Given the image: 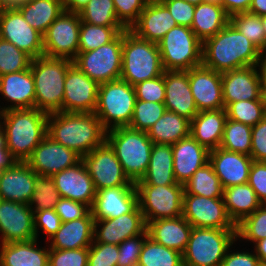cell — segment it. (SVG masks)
<instances>
[{"mask_svg":"<svg viewBox=\"0 0 266 266\" xmlns=\"http://www.w3.org/2000/svg\"><path fill=\"white\" fill-rule=\"evenodd\" d=\"M47 135L81 157L106 141V130L95 113H49Z\"/></svg>","mask_w":266,"mask_h":266,"instance_id":"6da1fadb","label":"cell"},{"mask_svg":"<svg viewBox=\"0 0 266 266\" xmlns=\"http://www.w3.org/2000/svg\"><path fill=\"white\" fill-rule=\"evenodd\" d=\"M261 51L230 22L216 35L206 39L202 48V65L223 73L257 65Z\"/></svg>","mask_w":266,"mask_h":266,"instance_id":"7a4b0ae2","label":"cell"},{"mask_svg":"<svg viewBox=\"0 0 266 266\" xmlns=\"http://www.w3.org/2000/svg\"><path fill=\"white\" fill-rule=\"evenodd\" d=\"M48 113L37 108L5 111L3 128L6 148L15 161L26 162L47 136Z\"/></svg>","mask_w":266,"mask_h":266,"instance_id":"3957f363","label":"cell"},{"mask_svg":"<svg viewBox=\"0 0 266 266\" xmlns=\"http://www.w3.org/2000/svg\"><path fill=\"white\" fill-rule=\"evenodd\" d=\"M73 61L42 55L33 58L30 69L35 85V108L46 113L63 112L64 82Z\"/></svg>","mask_w":266,"mask_h":266,"instance_id":"277c9868","label":"cell"},{"mask_svg":"<svg viewBox=\"0 0 266 266\" xmlns=\"http://www.w3.org/2000/svg\"><path fill=\"white\" fill-rule=\"evenodd\" d=\"M106 142L114 150L129 180L140 181L148 170L153 148L147 132L118 127L106 131Z\"/></svg>","mask_w":266,"mask_h":266,"instance_id":"5b68a950","label":"cell"},{"mask_svg":"<svg viewBox=\"0 0 266 266\" xmlns=\"http://www.w3.org/2000/svg\"><path fill=\"white\" fill-rule=\"evenodd\" d=\"M164 72L158 43L138 37L130 29L123 31L120 79L134 86Z\"/></svg>","mask_w":266,"mask_h":266,"instance_id":"8992f818","label":"cell"},{"mask_svg":"<svg viewBox=\"0 0 266 266\" xmlns=\"http://www.w3.org/2000/svg\"><path fill=\"white\" fill-rule=\"evenodd\" d=\"M136 100L134 86L122 79L101 83L94 113L106 131L128 127Z\"/></svg>","mask_w":266,"mask_h":266,"instance_id":"52a82bcc","label":"cell"},{"mask_svg":"<svg viewBox=\"0 0 266 266\" xmlns=\"http://www.w3.org/2000/svg\"><path fill=\"white\" fill-rule=\"evenodd\" d=\"M236 241V229L193 227L182 254L183 266H221Z\"/></svg>","mask_w":266,"mask_h":266,"instance_id":"ba28073f","label":"cell"},{"mask_svg":"<svg viewBox=\"0 0 266 266\" xmlns=\"http://www.w3.org/2000/svg\"><path fill=\"white\" fill-rule=\"evenodd\" d=\"M158 46L164 71H188L202 65L203 43L189 27L171 28Z\"/></svg>","mask_w":266,"mask_h":266,"instance_id":"9c48e42d","label":"cell"},{"mask_svg":"<svg viewBox=\"0 0 266 266\" xmlns=\"http://www.w3.org/2000/svg\"><path fill=\"white\" fill-rule=\"evenodd\" d=\"M138 205L146 224L157 219L182 216L183 184L135 185Z\"/></svg>","mask_w":266,"mask_h":266,"instance_id":"30bf717a","label":"cell"},{"mask_svg":"<svg viewBox=\"0 0 266 266\" xmlns=\"http://www.w3.org/2000/svg\"><path fill=\"white\" fill-rule=\"evenodd\" d=\"M123 31L108 44L78 53L73 63L98 84L120 79L122 70Z\"/></svg>","mask_w":266,"mask_h":266,"instance_id":"8fae6325","label":"cell"},{"mask_svg":"<svg viewBox=\"0 0 266 266\" xmlns=\"http://www.w3.org/2000/svg\"><path fill=\"white\" fill-rule=\"evenodd\" d=\"M81 18L63 11L43 35V55L74 60L78 55Z\"/></svg>","mask_w":266,"mask_h":266,"instance_id":"7c38bea8","label":"cell"},{"mask_svg":"<svg viewBox=\"0 0 266 266\" xmlns=\"http://www.w3.org/2000/svg\"><path fill=\"white\" fill-rule=\"evenodd\" d=\"M81 161L93 180L96 192L105 188L135 185L124 173L114 150L106 141L82 156Z\"/></svg>","mask_w":266,"mask_h":266,"instance_id":"4fadbf2b","label":"cell"},{"mask_svg":"<svg viewBox=\"0 0 266 266\" xmlns=\"http://www.w3.org/2000/svg\"><path fill=\"white\" fill-rule=\"evenodd\" d=\"M182 216L192 227L236 229L222 198L183 194Z\"/></svg>","mask_w":266,"mask_h":266,"instance_id":"5bb4252c","label":"cell"},{"mask_svg":"<svg viewBox=\"0 0 266 266\" xmlns=\"http://www.w3.org/2000/svg\"><path fill=\"white\" fill-rule=\"evenodd\" d=\"M0 37L32 58L43 55V35L27 23L16 7L0 10Z\"/></svg>","mask_w":266,"mask_h":266,"instance_id":"9a60e30c","label":"cell"},{"mask_svg":"<svg viewBox=\"0 0 266 266\" xmlns=\"http://www.w3.org/2000/svg\"><path fill=\"white\" fill-rule=\"evenodd\" d=\"M0 244L36 239L34 212L29 205L0 199Z\"/></svg>","mask_w":266,"mask_h":266,"instance_id":"2e32d148","label":"cell"},{"mask_svg":"<svg viewBox=\"0 0 266 266\" xmlns=\"http://www.w3.org/2000/svg\"><path fill=\"white\" fill-rule=\"evenodd\" d=\"M99 84L85 75L75 64L66 73L63 112L94 113Z\"/></svg>","mask_w":266,"mask_h":266,"instance_id":"e0dca14e","label":"cell"},{"mask_svg":"<svg viewBox=\"0 0 266 266\" xmlns=\"http://www.w3.org/2000/svg\"><path fill=\"white\" fill-rule=\"evenodd\" d=\"M80 161L81 156L74 150L55 142L47 135L36 146L26 162L38 175L52 177Z\"/></svg>","mask_w":266,"mask_h":266,"instance_id":"ac0fdd59","label":"cell"},{"mask_svg":"<svg viewBox=\"0 0 266 266\" xmlns=\"http://www.w3.org/2000/svg\"><path fill=\"white\" fill-rule=\"evenodd\" d=\"M147 224L139 206L130 213L113 219L94 220L92 243L119 245L124 240L142 234Z\"/></svg>","mask_w":266,"mask_h":266,"instance_id":"d6986e66","label":"cell"},{"mask_svg":"<svg viewBox=\"0 0 266 266\" xmlns=\"http://www.w3.org/2000/svg\"><path fill=\"white\" fill-rule=\"evenodd\" d=\"M223 103L264 99L257 65L221 73Z\"/></svg>","mask_w":266,"mask_h":266,"instance_id":"ffe728a7","label":"cell"},{"mask_svg":"<svg viewBox=\"0 0 266 266\" xmlns=\"http://www.w3.org/2000/svg\"><path fill=\"white\" fill-rule=\"evenodd\" d=\"M189 85L198 111L225 109L220 72L203 65L191 68Z\"/></svg>","mask_w":266,"mask_h":266,"instance_id":"44dd1931","label":"cell"},{"mask_svg":"<svg viewBox=\"0 0 266 266\" xmlns=\"http://www.w3.org/2000/svg\"><path fill=\"white\" fill-rule=\"evenodd\" d=\"M135 185L98 190L91 208L94 220L113 219L133 212L138 207Z\"/></svg>","mask_w":266,"mask_h":266,"instance_id":"7402d4cb","label":"cell"},{"mask_svg":"<svg viewBox=\"0 0 266 266\" xmlns=\"http://www.w3.org/2000/svg\"><path fill=\"white\" fill-rule=\"evenodd\" d=\"M253 159L251 156L225 150L221 147L210 150L209 163L223 188L248 183Z\"/></svg>","mask_w":266,"mask_h":266,"instance_id":"603a6c76","label":"cell"},{"mask_svg":"<svg viewBox=\"0 0 266 266\" xmlns=\"http://www.w3.org/2000/svg\"><path fill=\"white\" fill-rule=\"evenodd\" d=\"M61 198L93 206L96 189L82 161L52 176Z\"/></svg>","mask_w":266,"mask_h":266,"instance_id":"cb8c5ba5","label":"cell"},{"mask_svg":"<svg viewBox=\"0 0 266 266\" xmlns=\"http://www.w3.org/2000/svg\"><path fill=\"white\" fill-rule=\"evenodd\" d=\"M164 84L166 110L175 112L191 121L199 111L189 85V70L164 71Z\"/></svg>","mask_w":266,"mask_h":266,"instance_id":"d4e9b609","label":"cell"},{"mask_svg":"<svg viewBox=\"0 0 266 266\" xmlns=\"http://www.w3.org/2000/svg\"><path fill=\"white\" fill-rule=\"evenodd\" d=\"M37 175L27 162L15 161L0 173V199L28 205Z\"/></svg>","mask_w":266,"mask_h":266,"instance_id":"484cf974","label":"cell"},{"mask_svg":"<svg viewBox=\"0 0 266 266\" xmlns=\"http://www.w3.org/2000/svg\"><path fill=\"white\" fill-rule=\"evenodd\" d=\"M173 170L177 183L185 184L193 173L209 162V150L191 135L172 144Z\"/></svg>","mask_w":266,"mask_h":266,"instance_id":"4316f807","label":"cell"},{"mask_svg":"<svg viewBox=\"0 0 266 266\" xmlns=\"http://www.w3.org/2000/svg\"><path fill=\"white\" fill-rule=\"evenodd\" d=\"M175 26L177 23L167 7L161 1H153L147 2L130 30L142 39L158 43Z\"/></svg>","mask_w":266,"mask_h":266,"instance_id":"83f0119b","label":"cell"},{"mask_svg":"<svg viewBox=\"0 0 266 266\" xmlns=\"http://www.w3.org/2000/svg\"><path fill=\"white\" fill-rule=\"evenodd\" d=\"M0 95L10 105L5 110L35 108V85L31 69L0 76Z\"/></svg>","mask_w":266,"mask_h":266,"instance_id":"f1b7e54d","label":"cell"},{"mask_svg":"<svg viewBox=\"0 0 266 266\" xmlns=\"http://www.w3.org/2000/svg\"><path fill=\"white\" fill-rule=\"evenodd\" d=\"M94 217L91 210L82 218L62 222L57 232L49 239V249H79L92 245Z\"/></svg>","mask_w":266,"mask_h":266,"instance_id":"f546056e","label":"cell"},{"mask_svg":"<svg viewBox=\"0 0 266 266\" xmlns=\"http://www.w3.org/2000/svg\"><path fill=\"white\" fill-rule=\"evenodd\" d=\"M192 228L183 216L157 219L147 223L148 237L181 254L187 247Z\"/></svg>","mask_w":266,"mask_h":266,"instance_id":"4dcf8cb0","label":"cell"},{"mask_svg":"<svg viewBox=\"0 0 266 266\" xmlns=\"http://www.w3.org/2000/svg\"><path fill=\"white\" fill-rule=\"evenodd\" d=\"M227 120L225 109L199 111L191 120L190 135L209 151L220 147Z\"/></svg>","mask_w":266,"mask_h":266,"instance_id":"1f68e13d","label":"cell"},{"mask_svg":"<svg viewBox=\"0 0 266 266\" xmlns=\"http://www.w3.org/2000/svg\"><path fill=\"white\" fill-rule=\"evenodd\" d=\"M38 239L0 244V266H48L49 246L37 245Z\"/></svg>","mask_w":266,"mask_h":266,"instance_id":"d6a6232c","label":"cell"},{"mask_svg":"<svg viewBox=\"0 0 266 266\" xmlns=\"http://www.w3.org/2000/svg\"><path fill=\"white\" fill-rule=\"evenodd\" d=\"M177 181L173 170L171 144H153L150 162L145 176L135 185H174Z\"/></svg>","mask_w":266,"mask_h":266,"instance_id":"836d02e7","label":"cell"},{"mask_svg":"<svg viewBox=\"0 0 266 266\" xmlns=\"http://www.w3.org/2000/svg\"><path fill=\"white\" fill-rule=\"evenodd\" d=\"M229 23V16L222 5L203 2L196 5L191 29L203 43L213 37Z\"/></svg>","mask_w":266,"mask_h":266,"instance_id":"e575fe53","label":"cell"},{"mask_svg":"<svg viewBox=\"0 0 266 266\" xmlns=\"http://www.w3.org/2000/svg\"><path fill=\"white\" fill-rule=\"evenodd\" d=\"M223 199L227 213L235 225L262 205L248 183L225 188Z\"/></svg>","mask_w":266,"mask_h":266,"instance_id":"d590c367","label":"cell"},{"mask_svg":"<svg viewBox=\"0 0 266 266\" xmlns=\"http://www.w3.org/2000/svg\"><path fill=\"white\" fill-rule=\"evenodd\" d=\"M191 121L175 112L166 110L148 130L153 144H175L190 135Z\"/></svg>","mask_w":266,"mask_h":266,"instance_id":"8d00e7d4","label":"cell"},{"mask_svg":"<svg viewBox=\"0 0 266 266\" xmlns=\"http://www.w3.org/2000/svg\"><path fill=\"white\" fill-rule=\"evenodd\" d=\"M16 8L27 23L42 35L64 11L61 0H30Z\"/></svg>","mask_w":266,"mask_h":266,"instance_id":"74e56055","label":"cell"},{"mask_svg":"<svg viewBox=\"0 0 266 266\" xmlns=\"http://www.w3.org/2000/svg\"><path fill=\"white\" fill-rule=\"evenodd\" d=\"M183 186L184 194L207 198H222L224 193V188L209 162L197 169Z\"/></svg>","mask_w":266,"mask_h":266,"instance_id":"f35d334b","label":"cell"},{"mask_svg":"<svg viewBox=\"0 0 266 266\" xmlns=\"http://www.w3.org/2000/svg\"><path fill=\"white\" fill-rule=\"evenodd\" d=\"M137 266H183V256L180 252L147 237L142 245Z\"/></svg>","mask_w":266,"mask_h":266,"instance_id":"ab89813d","label":"cell"},{"mask_svg":"<svg viewBox=\"0 0 266 266\" xmlns=\"http://www.w3.org/2000/svg\"><path fill=\"white\" fill-rule=\"evenodd\" d=\"M125 27H106L81 22L78 53L95 50L113 41Z\"/></svg>","mask_w":266,"mask_h":266,"instance_id":"60d3db41","label":"cell"},{"mask_svg":"<svg viewBox=\"0 0 266 266\" xmlns=\"http://www.w3.org/2000/svg\"><path fill=\"white\" fill-rule=\"evenodd\" d=\"M81 22L106 27H124L116 17L113 0H89L79 12Z\"/></svg>","mask_w":266,"mask_h":266,"instance_id":"b9f144b4","label":"cell"},{"mask_svg":"<svg viewBox=\"0 0 266 266\" xmlns=\"http://www.w3.org/2000/svg\"><path fill=\"white\" fill-rule=\"evenodd\" d=\"M252 127L227 118L220 147L250 156Z\"/></svg>","mask_w":266,"mask_h":266,"instance_id":"7bdbcfd3","label":"cell"},{"mask_svg":"<svg viewBox=\"0 0 266 266\" xmlns=\"http://www.w3.org/2000/svg\"><path fill=\"white\" fill-rule=\"evenodd\" d=\"M227 118L251 127L259 123L265 116L264 99L237 101L225 107Z\"/></svg>","mask_w":266,"mask_h":266,"instance_id":"ee69618b","label":"cell"},{"mask_svg":"<svg viewBox=\"0 0 266 266\" xmlns=\"http://www.w3.org/2000/svg\"><path fill=\"white\" fill-rule=\"evenodd\" d=\"M229 22L260 50H266V35L262 18L250 12L237 13L229 17Z\"/></svg>","mask_w":266,"mask_h":266,"instance_id":"f6af8a7d","label":"cell"},{"mask_svg":"<svg viewBox=\"0 0 266 266\" xmlns=\"http://www.w3.org/2000/svg\"><path fill=\"white\" fill-rule=\"evenodd\" d=\"M61 199L52 177L37 175L34 191L28 203L33 212L54 209Z\"/></svg>","mask_w":266,"mask_h":266,"instance_id":"bcb514c9","label":"cell"},{"mask_svg":"<svg viewBox=\"0 0 266 266\" xmlns=\"http://www.w3.org/2000/svg\"><path fill=\"white\" fill-rule=\"evenodd\" d=\"M32 57L0 37V76L30 68Z\"/></svg>","mask_w":266,"mask_h":266,"instance_id":"7dc6e473","label":"cell"},{"mask_svg":"<svg viewBox=\"0 0 266 266\" xmlns=\"http://www.w3.org/2000/svg\"><path fill=\"white\" fill-rule=\"evenodd\" d=\"M236 238L239 241L242 239L253 244L266 238V205L262 204L251 215L236 225Z\"/></svg>","mask_w":266,"mask_h":266,"instance_id":"c3c4849f","label":"cell"},{"mask_svg":"<svg viewBox=\"0 0 266 266\" xmlns=\"http://www.w3.org/2000/svg\"><path fill=\"white\" fill-rule=\"evenodd\" d=\"M166 111L164 103L136 100L129 128L148 132Z\"/></svg>","mask_w":266,"mask_h":266,"instance_id":"681fc988","label":"cell"},{"mask_svg":"<svg viewBox=\"0 0 266 266\" xmlns=\"http://www.w3.org/2000/svg\"><path fill=\"white\" fill-rule=\"evenodd\" d=\"M89 247L79 249H49L48 266H88Z\"/></svg>","mask_w":266,"mask_h":266,"instance_id":"f907efd6","label":"cell"},{"mask_svg":"<svg viewBox=\"0 0 266 266\" xmlns=\"http://www.w3.org/2000/svg\"><path fill=\"white\" fill-rule=\"evenodd\" d=\"M147 237L146 229L142 234L128 238L119 244L117 266H137L142 245Z\"/></svg>","mask_w":266,"mask_h":266,"instance_id":"816d5d0a","label":"cell"},{"mask_svg":"<svg viewBox=\"0 0 266 266\" xmlns=\"http://www.w3.org/2000/svg\"><path fill=\"white\" fill-rule=\"evenodd\" d=\"M116 17L126 28L130 29L139 19L144 10L147 0H113Z\"/></svg>","mask_w":266,"mask_h":266,"instance_id":"f5cc1de1","label":"cell"},{"mask_svg":"<svg viewBox=\"0 0 266 266\" xmlns=\"http://www.w3.org/2000/svg\"><path fill=\"white\" fill-rule=\"evenodd\" d=\"M137 100L147 102L164 103L165 101V84L164 72L161 76L154 79L145 80L134 85Z\"/></svg>","mask_w":266,"mask_h":266,"instance_id":"db71d44e","label":"cell"},{"mask_svg":"<svg viewBox=\"0 0 266 266\" xmlns=\"http://www.w3.org/2000/svg\"><path fill=\"white\" fill-rule=\"evenodd\" d=\"M119 247L114 244L92 243L88 266H117Z\"/></svg>","mask_w":266,"mask_h":266,"instance_id":"11a10c76","label":"cell"},{"mask_svg":"<svg viewBox=\"0 0 266 266\" xmlns=\"http://www.w3.org/2000/svg\"><path fill=\"white\" fill-rule=\"evenodd\" d=\"M61 218L55 212V209H46L34 212V230L36 239H38L39 231L42 230L43 234L48 238L47 241L57 232L61 226ZM40 228V229H39Z\"/></svg>","mask_w":266,"mask_h":266,"instance_id":"9f6ffc18","label":"cell"},{"mask_svg":"<svg viewBox=\"0 0 266 266\" xmlns=\"http://www.w3.org/2000/svg\"><path fill=\"white\" fill-rule=\"evenodd\" d=\"M161 2L167 7L177 25L191 28L196 5L184 0H161Z\"/></svg>","mask_w":266,"mask_h":266,"instance_id":"6f0895ef","label":"cell"},{"mask_svg":"<svg viewBox=\"0 0 266 266\" xmlns=\"http://www.w3.org/2000/svg\"><path fill=\"white\" fill-rule=\"evenodd\" d=\"M54 209L60 216L62 222L80 219L91 210L83 203L66 198H61Z\"/></svg>","mask_w":266,"mask_h":266,"instance_id":"680465c9","label":"cell"},{"mask_svg":"<svg viewBox=\"0 0 266 266\" xmlns=\"http://www.w3.org/2000/svg\"><path fill=\"white\" fill-rule=\"evenodd\" d=\"M248 184L256 193L260 203L266 205V162H252Z\"/></svg>","mask_w":266,"mask_h":266,"instance_id":"91938a15","label":"cell"},{"mask_svg":"<svg viewBox=\"0 0 266 266\" xmlns=\"http://www.w3.org/2000/svg\"><path fill=\"white\" fill-rule=\"evenodd\" d=\"M250 156L253 161L266 162V116L252 127Z\"/></svg>","mask_w":266,"mask_h":266,"instance_id":"94428289","label":"cell"},{"mask_svg":"<svg viewBox=\"0 0 266 266\" xmlns=\"http://www.w3.org/2000/svg\"><path fill=\"white\" fill-rule=\"evenodd\" d=\"M233 245L228 249L221 266H262L261 261L253 251H232Z\"/></svg>","mask_w":266,"mask_h":266,"instance_id":"6125c7cd","label":"cell"},{"mask_svg":"<svg viewBox=\"0 0 266 266\" xmlns=\"http://www.w3.org/2000/svg\"><path fill=\"white\" fill-rule=\"evenodd\" d=\"M252 0H222L221 5L226 14L231 17L237 13L249 12Z\"/></svg>","mask_w":266,"mask_h":266,"instance_id":"be15d7a7","label":"cell"},{"mask_svg":"<svg viewBox=\"0 0 266 266\" xmlns=\"http://www.w3.org/2000/svg\"><path fill=\"white\" fill-rule=\"evenodd\" d=\"M257 69L260 76L262 93H266V50L261 51V55L257 63Z\"/></svg>","mask_w":266,"mask_h":266,"instance_id":"e7e4bbea","label":"cell"},{"mask_svg":"<svg viewBox=\"0 0 266 266\" xmlns=\"http://www.w3.org/2000/svg\"><path fill=\"white\" fill-rule=\"evenodd\" d=\"M89 0H61L64 11L79 13Z\"/></svg>","mask_w":266,"mask_h":266,"instance_id":"03108f58","label":"cell"},{"mask_svg":"<svg viewBox=\"0 0 266 266\" xmlns=\"http://www.w3.org/2000/svg\"><path fill=\"white\" fill-rule=\"evenodd\" d=\"M253 245V250L261 261V264L266 266V238L257 241Z\"/></svg>","mask_w":266,"mask_h":266,"instance_id":"003e7915","label":"cell"},{"mask_svg":"<svg viewBox=\"0 0 266 266\" xmlns=\"http://www.w3.org/2000/svg\"><path fill=\"white\" fill-rule=\"evenodd\" d=\"M15 160L9 153L7 148H0V173L10 167Z\"/></svg>","mask_w":266,"mask_h":266,"instance_id":"a7ac6f4b","label":"cell"},{"mask_svg":"<svg viewBox=\"0 0 266 266\" xmlns=\"http://www.w3.org/2000/svg\"><path fill=\"white\" fill-rule=\"evenodd\" d=\"M249 12L260 17L266 15V0H252Z\"/></svg>","mask_w":266,"mask_h":266,"instance_id":"89a4df30","label":"cell"},{"mask_svg":"<svg viewBox=\"0 0 266 266\" xmlns=\"http://www.w3.org/2000/svg\"><path fill=\"white\" fill-rule=\"evenodd\" d=\"M30 0H6V7H16L19 4L25 3Z\"/></svg>","mask_w":266,"mask_h":266,"instance_id":"2644e50d","label":"cell"},{"mask_svg":"<svg viewBox=\"0 0 266 266\" xmlns=\"http://www.w3.org/2000/svg\"><path fill=\"white\" fill-rule=\"evenodd\" d=\"M0 148H6L4 128H0Z\"/></svg>","mask_w":266,"mask_h":266,"instance_id":"8c879c8a","label":"cell"},{"mask_svg":"<svg viewBox=\"0 0 266 266\" xmlns=\"http://www.w3.org/2000/svg\"><path fill=\"white\" fill-rule=\"evenodd\" d=\"M5 109L4 107L0 108V128L3 127V120H4V115H5Z\"/></svg>","mask_w":266,"mask_h":266,"instance_id":"753ad0ef","label":"cell"},{"mask_svg":"<svg viewBox=\"0 0 266 266\" xmlns=\"http://www.w3.org/2000/svg\"><path fill=\"white\" fill-rule=\"evenodd\" d=\"M190 4H193V5H199L200 3H203L205 2L204 0H184Z\"/></svg>","mask_w":266,"mask_h":266,"instance_id":"34e18365","label":"cell"},{"mask_svg":"<svg viewBox=\"0 0 266 266\" xmlns=\"http://www.w3.org/2000/svg\"><path fill=\"white\" fill-rule=\"evenodd\" d=\"M261 18H262V24H263L264 32H265V35H266V15L262 16Z\"/></svg>","mask_w":266,"mask_h":266,"instance_id":"11e5206c","label":"cell"},{"mask_svg":"<svg viewBox=\"0 0 266 266\" xmlns=\"http://www.w3.org/2000/svg\"><path fill=\"white\" fill-rule=\"evenodd\" d=\"M6 7V0H0V10Z\"/></svg>","mask_w":266,"mask_h":266,"instance_id":"2a66077c","label":"cell"},{"mask_svg":"<svg viewBox=\"0 0 266 266\" xmlns=\"http://www.w3.org/2000/svg\"><path fill=\"white\" fill-rule=\"evenodd\" d=\"M205 2H210V3H216V4H220L221 5V2L222 0H204Z\"/></svg>","mask_w":266,"mask_h":266,"instance_id":"b9fcfbb0","label":"cell"},{"mask_svg":"<svg viewBox=\"0 0 266 266\" xmlns=\"http://www.w3.org/2000/svg\"><path fill=\"white\" fill-rule=\"evenodd\" d=\"M263 94V98H264V103H265V111H266V93H262Z\"/></svg>","mask_w":266,"mask_h":266,"instance_id":"09005b40","label":"cell"},{"mask_svg":"<svg viewBox=\"0 0 266 266\" xmlns=\"http://www.w3.org/2000/svg\"><path fill=\"white\" fill-rule=\"evenodd\" d=\"M148 2L161 1V0H147Z\"/></svg>","mask_w":266,"mask_h":266,"instance_id":"979ff035","label":"cell"}]
</instances>
